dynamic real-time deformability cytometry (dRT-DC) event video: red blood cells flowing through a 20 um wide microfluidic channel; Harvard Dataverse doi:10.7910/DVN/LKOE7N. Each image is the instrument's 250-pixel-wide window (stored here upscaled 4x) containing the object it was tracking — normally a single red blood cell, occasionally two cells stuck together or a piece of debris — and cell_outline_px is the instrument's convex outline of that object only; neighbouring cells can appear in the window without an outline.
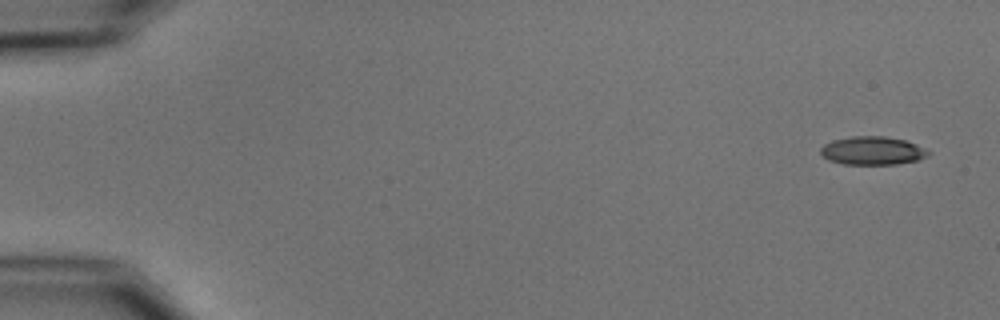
{"species": "common noctule bat (a hibernating species)", "species_latin": "Nyctalus noctula", "temperature_condition": "cold", "stored_images_in_passage": 5, "camera_frame_rate_fps": 3000, "um_per_image_px": 0.085, "animal": {"sex": "male", "body_mass_g": 15.6}, "frame": {"image": 1, "passage_image": 1, "time_ms": 0.0, "image_size_px": [1000, 320], "cell_outline_px": [[932, 152], [928, 156], [920, 160], [896, 164], [844, 164], [828, 160], [820, 152], [820, 148], [824, 144], [832, 140], [852, 136], [884, 136], [904, 140], [916, 144]], "centroid_in_image_um": [74.18, 12.81], "position_along_channel_um": 10.8, "area_um2": 17.86}}
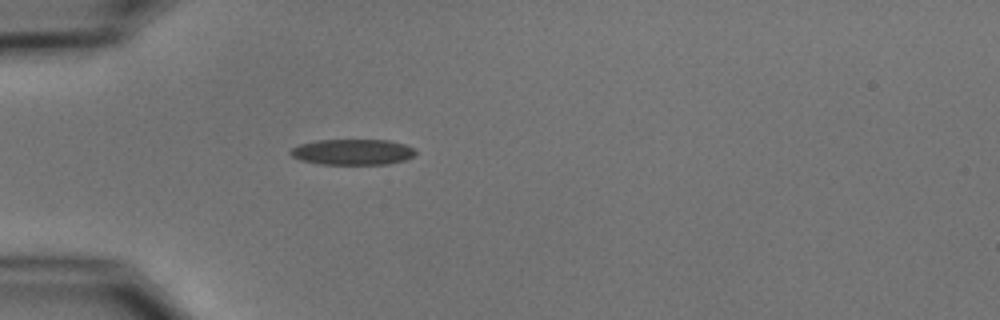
{"frame": {"image": 2, "passage_image": 5, "time_ms": 4.667, "image_size_px": [1000, 320], "cell_outline_px": [[416, 156], [404, 160], [388, 164], [320, 164], [300, 160], [292, 156], [288, 152], [292, 148], [300, 144], [316, 140], [388, 140], [404, 144], [412, 148], [416, 152]], "centroid_in_image_um": [29.96, 12.92], "position_along_channel_um": 55.0, "area_um2": 18.79}}